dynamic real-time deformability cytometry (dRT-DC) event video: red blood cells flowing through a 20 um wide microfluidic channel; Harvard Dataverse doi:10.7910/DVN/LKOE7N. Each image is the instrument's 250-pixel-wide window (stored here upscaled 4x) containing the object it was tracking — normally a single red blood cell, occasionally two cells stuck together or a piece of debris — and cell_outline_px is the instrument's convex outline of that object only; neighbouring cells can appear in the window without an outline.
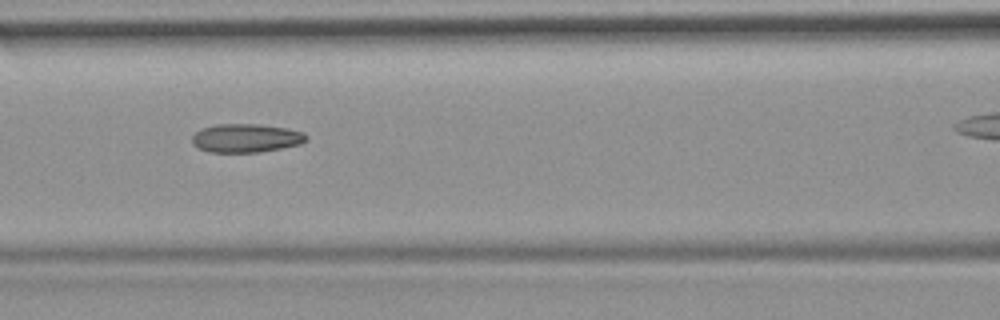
{"species": "common noctule bat (a hibernating species)", "species_latin": "Nyctalus noctula", "temperature_condition": "room temperature", "stored_images_in_passage": 8, "camera_frame_rate_fps": 3000, "um_per_image_px": 0.085, "animal": {"sex": "female", "body_mass_g": 19.9}, "frame": {"image": 1, "passage_image": 7, "time_ms": 7.0, "image_size_px": [1000, 320], "cell_outline_px": [[308, 136], [300, 144], [260, 152], [208, 152], [192, 144], [192, 136], [200, 128], [216, 124], [260, 124], [288, 128], [304, 132]], "centroid_in_image_um": [20.89, 11.73], "position_along_channel_um": 145.7, "area_um2": 19.07}}